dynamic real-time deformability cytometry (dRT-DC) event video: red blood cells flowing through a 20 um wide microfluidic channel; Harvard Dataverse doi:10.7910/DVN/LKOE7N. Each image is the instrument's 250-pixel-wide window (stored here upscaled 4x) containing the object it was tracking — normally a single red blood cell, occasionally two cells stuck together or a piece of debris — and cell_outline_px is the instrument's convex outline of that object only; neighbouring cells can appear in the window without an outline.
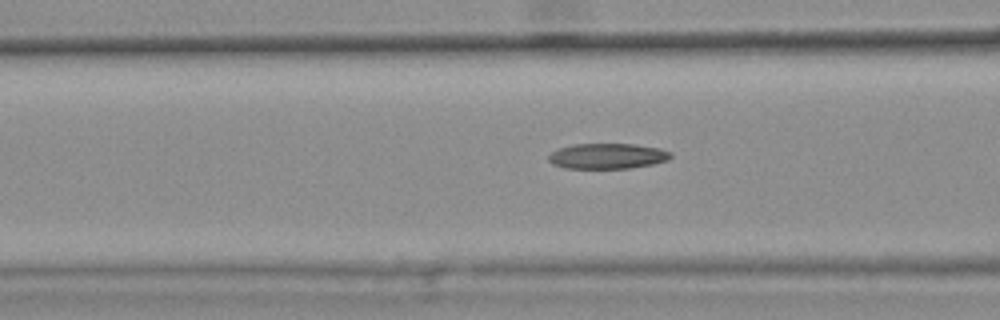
{"species": "common noctule bat (a hibernating species)", "species_latin": "Nyctalus noctula", "temperature_condition": "warm", "stored_images_in_passage": 19, "camera_frame_rate_fps": 3000, "um_per_image_px": 0.085, "animal": {"sex": "female", "body_mass_g": 25.1}, "frame": {"image": 1, "passage_image": 16, "time_ms": 5.0, "image_size_px": [1000, 320], "cell_outline_px": [[672, 156], [668, 160], [652, 164], [628, 168], [564, 168], [552, 164], [548, 160], [548, 156], [552, 152], [560, 148], [572, 144], [636, 144], [660, 148], [672, 152]], "centroid_in_image_um": [51.64, 13.26], "position_along_channel_um": 115.0, "area_um2": 18.15}}